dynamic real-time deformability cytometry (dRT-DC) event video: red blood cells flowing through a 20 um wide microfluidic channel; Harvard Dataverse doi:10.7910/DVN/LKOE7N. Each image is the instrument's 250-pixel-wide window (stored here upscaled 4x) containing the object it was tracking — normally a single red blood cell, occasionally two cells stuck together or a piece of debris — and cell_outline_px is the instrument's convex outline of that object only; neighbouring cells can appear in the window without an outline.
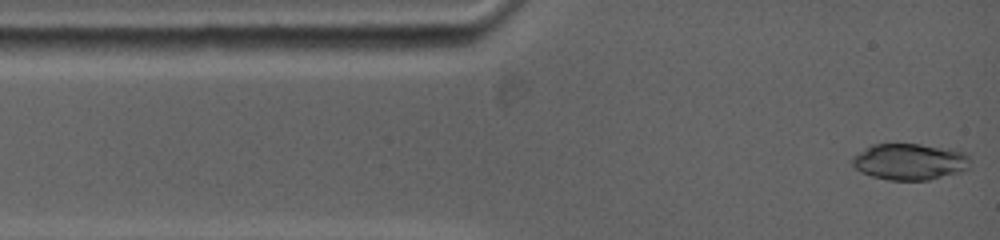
{"species": "common noctule bat (a hibernating species)", "species_latin": "Nyctalus noctula", "temperature_condition": "warm", "stored_images_in_passage": 58, "camera_frame_rate_fps": 5000, "um_per_image_px": 0.085, "animal": {"sex": "female", "body_mass_g": 19.0, "forearm_length_mm": 53.3}, "frame": {"image": 1, "passage_image": 1, "time_ms": 0.0, "image_size_px": [1000, 240], "cell_outline_px": [[968, 168], [960, 172], [928, 180], [888, 180], [872, 176], [860, 172], [852, 164], [852, 156], [872, 144], [920, 144], [964, 152], [968, 156]], "centroid_in_image_um": [77.28, 13.75], "position_along_channel_um": 7.7, "area_um2": 24.8}}
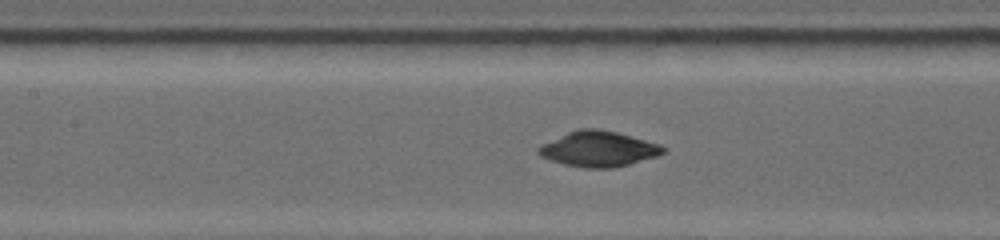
{"frame": {"image": 2, "passage_image": 28, "time_ms": 5.0, "image_size_px": [1000, 240], "cell_outline_px": [[664, 152], [656, 156], [628, 164], [612, 168], [584, 168], [564, 164], [540, 156], [536, 152], [536, 148], [540, 144], [568, 132], [580, 128], [596, 128], [616, 132], [660, 144], [664, 148]], "centroid_in_image_um": [50.81, 12.65], "position_along_channel_um": 156.6, "area_um2": 25.55}}
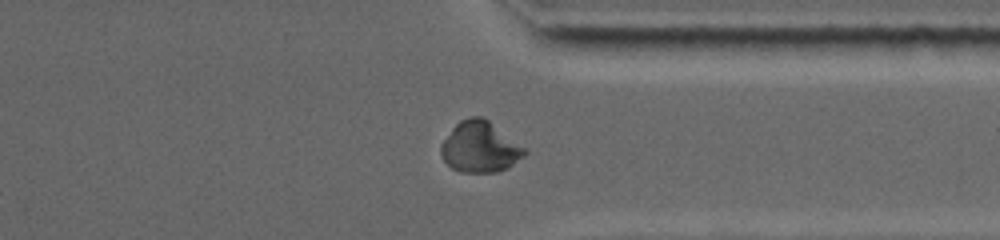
{"frame": {"image": 3, "passage_image": 50, "time_ms": 10.6, "image_size_px": [1000, 240], "cell_outline_px": [[528, 152], [524, 156], [508, 168], [496, 172], [460, 172], [452, 168], [444, 160], [440, 152], [440, 144], [452, 128], [460, 120], [468, 116], [484, 116], [524, 148]], "centroid_in_image_um": [40.78, 12.49], "position_along_channel_um": 370.6, "area_um2": 24.8}, "authors_computed_cell_mechanics": {"area_um2": 25.1141, "velocity_mm_per_s": 3.8461, "shape_relaxation_time_tau1_ms": null, "shape_relaxation_time_tau2_ms": 6.1757, "deformation_change_tau1": null, "deformation_change_tau2": 0.0496}}